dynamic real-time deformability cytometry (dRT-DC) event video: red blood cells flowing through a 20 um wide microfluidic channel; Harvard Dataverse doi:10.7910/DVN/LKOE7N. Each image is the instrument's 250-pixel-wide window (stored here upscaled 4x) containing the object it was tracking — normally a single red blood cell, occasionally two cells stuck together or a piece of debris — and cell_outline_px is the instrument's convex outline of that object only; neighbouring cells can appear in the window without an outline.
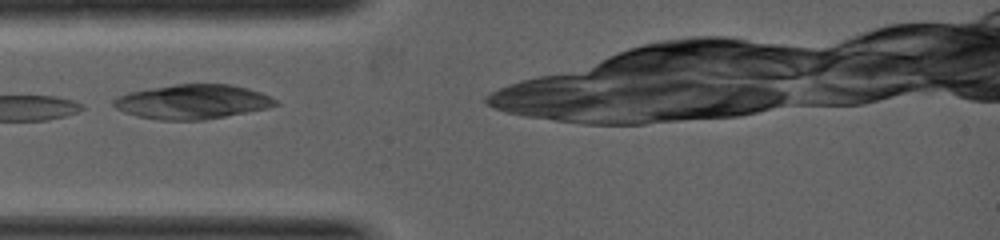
{"species": "common noctule bat (a hibernating species)", "species_latin": "Nyctalus noctula", "temperature_condition": "warm", "stored_images_in_passage": 3, "camera_frame_rate_fps": 5000, "um_per_image_px": 0.085, "animal": {"sex": "female", "body_mass_g": 19.0, "forearm_length_mm": 53.3}, "frame": {"image": 1, "passage_image": 1, "time_ms": 0.0, "image_size_px": [1000, 240], "cell_outline_px": [[280, 104], [268, 108], [204, 120], [160, 120], [136, 116], [124, 112], [116, 108], [112, 104], [112, 100], [116, 96], [128, 92], [176, 84], [228, 84], [260, 92], [276, 100]], "centroid_in_image_um": [16.32, 8.66], "position_along_channel_um": 68.7, "area_um2": 32.37}}